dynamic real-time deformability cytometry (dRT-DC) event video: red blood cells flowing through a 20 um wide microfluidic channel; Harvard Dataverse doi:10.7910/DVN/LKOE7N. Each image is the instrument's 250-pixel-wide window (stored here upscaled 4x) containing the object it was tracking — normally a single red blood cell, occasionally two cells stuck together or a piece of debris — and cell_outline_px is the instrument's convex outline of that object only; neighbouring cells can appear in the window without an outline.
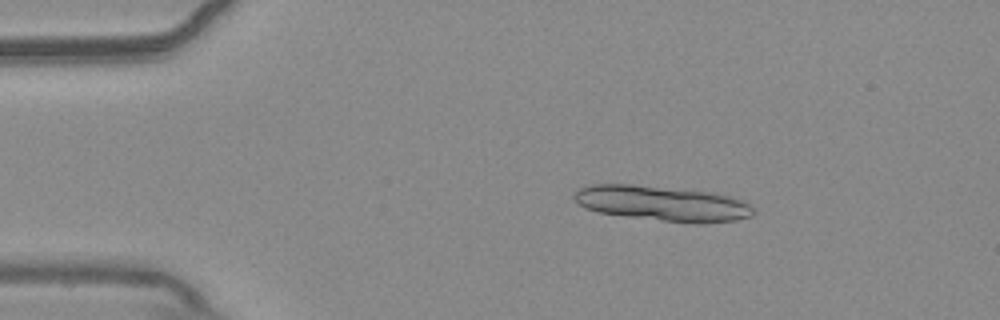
{"species": "common noctule bat (a hibernating species)", "species_latin": "Nyctalus noctula", "temperature_condition": "warm", "stored_images_in_passage": 17, "camera_frame_rate_fps": 3000, "um_per_image_px": 0.085, "animal": {"sex": "male", "body_mass_g": 20.4}, "frame": {"image": 1, "passage_image": 4, "time_ms": 1.0, "image_size_px": [1000, 320], "cell_outline_px": [[756, 212], [752, 216], [736, 220], [704, 224], [692, 224], [624, 216], [600, 212], [584, 208], [572, 196], [580, 188], [588, 184], [632, 184], [716, 192], [740, 200], [748, 204]], "centroid_in_image_um": [56.32, 17.29], "position_along_channel_um": 28.7, "area_um2": 36.99}}